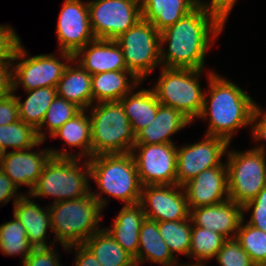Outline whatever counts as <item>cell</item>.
Masks as SVG:
<instances>
[{"label":"cell","instance_id":"obj_30","mask_svg":"<svg viewBox=\"0 0 266 266\" xmlns=\"http://www.w3.org/2000/svg\"><path fill=\"white\" fill-rule=\"evenodd\" d=\"M28 97L24 102L16 97L18 103L19 119L37 129L44 116L56 97L57 92L55 87H40L37 89L26 91Z\"/></svg>","mask_w":266,"mask_h":266},{"label":"cell","instance_id":"obj_39","mask_svg":"<svg viewBox=\"0 0 266 266\" xmlns=\"http://www.w3.org/2000/svg\"><path fill=\"white\" fill-rule=\"evenodd\" d=\"M20 41L18 34L9 25H0V62H12Z\"/></svg>","mask_w":266,"mask_h":266},{"label":"cell","instance_id":"obj_37","mask_svg":"<svg viewBox=\"0 0 266 266\" xmlns=\"http://www.w3.org/2000/svg\"><path fill=\"white\" fill-rule=\"evenodd\" d=\"M216 259L221 266H256L235 238L224 242Z\"/></svg>","mask_w":266,"mask_h":266},{"label":"cell","instance_id":"obj_1","mask_svg":"<svg viewBox=\"0 0 266 266\" xmlns=\"http://www.w3.org/2000/svg\"><path fill=\"white\" fill-rule=\"evenodd\" d=\"M223 28L215 17L198 5L160 32L162 67L203 70L211 39L214 40ZM167 42L169 46L166 51L163 45Z\"/></svg>","mask_w":266,"mask_h":266},{"label":"cell","instance_id":"obj_17","mask_svg":"<svg viewBox=\"0 0 266 266\" xmlns=\"http://www.w3.org/2000/svg\"><path fill=\"white\" fill-rule=\"evenodd\" d=\"M189 210L219 204L229 199L226 164L200 172L182 185Z\"/></svg>","mask_w":266,"mask_h":266},{"label":"cell","instance_id":"obj_47","mask_svg":"<svg viewBox=\"0 0 266 266\" xmlns=\"http://www.w3.org/2000/svg\"><path fill=\"white\" fill-rule=\"evenodd\" d=\"M4 155H5V151H4V149L0 146V165H1V162H2V159H3Z\"/></svg>","mask_w":266,"mask_h":266},{"label":"cell","instance_id":"obj_20","mask_svg":"<svg viewBox=\"0 0 266 266\" xmlns=\"http://www.w3.org/2000/svg\"><path fill=\"white\" fill-rule=\"evenodd\" d=\"M190 123L178 110L160 104L154 120L135 135V144L173 143L170 136Z\"/></svg>","mask_w":266,"mask_h":266},{"label":"cell","instance_id":"obj_27","mask_svg":"<svg viewBox=\"0 0 266 266\" xmlns=\"http://www.w3.org/2000/svg\"><path fill=\"white\" fill-rule=\"evenodd\" d=\"M132 92L125 95L119 102L122 104L136 135L154 120L160 103L153 89H141L136 93Z\"/></svg>","mask_w":266,"mask_h":266},{"label":"cell","instance_id":"obj_18","mask_svg":"<svg viewBox=\"0 0 266 266\" xmlns=\"http://www.w3.org/2000/svg\"><path fill=\"white\" fill-rule=\"evenodd\" d=\"M243 218V206L230 199L219 204L190 210V219L195 226L217 232L226 239L236 237Z\"/></svg>","mask_w":266,"mask_h":266},{"label":"cell","instance_id":"obj_32","mask_svg":"<svg viewBox=\"0 0 266 266\" xmlns=\"http://www.w3.org/2000/svg\"><path fill=\"white\" fill-rule=\"evenodd\" d=\"M226 240L217 232L192 224L189 257H196L197 265H205L204 261L215 258Z\"/></svg>","mask_w":266,"mask_h":266},{"label":"cell","instance_id":"obj_23","mask_svg":"<svg viewBox=\"0 0 266 266\" xmlns=\"http://www.w3.org/2000/svg\"><path fill=\"white\" fill-rule=\"evenodd\" d=\"M142 19L159 32L174 25L198 6V0H140Z\"/></svg>","mask_w":266,"mask_h":266},{"label":"cell","instance_id":"obj_10","mask_svg":"<svg viewBox=\"0 0 266 266\" xmlns=\"http://www.w3.org/2000/svg\"><path fill=\"white\" fill-rule=\"evenodd\" d=\"M87 5L96 39L115 40L142 19L140 0H92Z\"/></svg>","mask_w":266,"mask_h":266},{"label":"cell","instance_id":"obj_38","mask_svg":"<svg viewBox=\"0 0 266 266\" xmlns=\"http://www.w3.org/2000/svg\"><path fill=\"white\" fill-rule=\"evenodd\" d=\"M249 210L253 211L247 224L266 232V185L253 200L243 206V212Z\"/></svg>","mask_w":266,"mask_h":266},{"label":"cell","instance_id":"obj_42","mask_svg":"<svg viewBox=\"0 0 266 266\" xmlns=\"http://www.w3.org/2000/svg\"><path fill=\"white\" fill-rule=\"evenodd\" d=\"M19 120L18 103L15 95L0 99V125H7Z\"/></svg>","mask_w":266,"mask_h":266},{"label":"cell","instance_id":"obj_14","mask_svg":"<svg viewBox=\"0 0 266 266\" xmlns=\"http://www.w3.org/2000/svg\"><path fill=\"white\" fill-rule=\"evenodd\" d=\"M205 139L179 149L177 147V185L182 186L200 172L223 164L221 157L228 152L229 143L211 135H206Z\"/></svg>","mask_w":266,"mask_h":266},{"label":"cell","instance_id":"obj_3","mask_svg":"<svg viewBox=\"0 0 266 266\" xmlns=\"http://www.w3.org/2000/svg\"><path fill=\"white\" fill-rule=\"evenodd\" d=\"M106 199L91 191L77 199L51 204V231L57 238L54 241H59L65 250L72 245L84 244L101 229L98 223L103 207L107 206Z\"/></svg>","mask_w":266,"mask_h":266},{"label":"cell","instance_id":"obj_44","mask_svg":"<svg viewBox=\"0 0 266 266\" xmlns=\"http://www.w3.org/2000/svg\"><path fill=\"white\" fill-rule=\"evenodd\" d=\"M259 117H261L260 120H258ZM251 125H253L252 126L253 131L251 132L253 134V139H255V141L256 140L266 141V112H263L262 109L259 108L258 105H255L254 107V110L252 113Z\"/></svg>","mask_w":266,"mask_h":266},{"label":"cell","instance_id":"obj_41","mask_svg":"<svg viewBox=\"0 0 266 266\" xmlns=\"http://www.w3.org/2000/svg\"><path fill=\"white\" fill-rule=\"evenodd\" d=\"M236 1L237 0H211L209 3H204L198 0V5L204 8L224 26Z\"/></svg>","mask_w":266,"mask_h":266},{"label":"cell","instance_id":"obj_35","mask_svg":"<svg viewBox=\"0 0 266 266\" xmlns=\"http://www.w3.org/2000/svg\"><path fill=\"white\" fill-rule=\"evenodd\" d=\"M82 109L76 104L56 95L49 106L41 125L36 129L40 141L44 142L46 135L41 130L46 127L52 136L66 121L77 115Z\"/></svg>","mask_w":266,"mask_h":266},{"label":"cell","instance_id":"obj_34","mask_svg":"<svg viewBox=\"0 0 266 266\" xmlns=\"http://www.w3.org/2000/svg\"><path fill=\"white\" fill-rule=\"evenodd\" d=\"M158 230L172 255L177 252L189 257L192 234V221L190 218L179 221L158 222Z\"/></svg>","mask_w":266,"mask_h":266},{"label":"cell","instance_id":"obj_7","mask_svg":"<svg viewBox=\"0 0 266 266\" xmlns=\"http://www.w3.org/2000/svg\"><path fill=\"white\" fill-rule=\"evenodd\" d=\"M153 88L160 104L181 112L191 122L200 116L204 104L199 75L202 70L161 67Z\"/></svg>","mask_w":266,"mask_h":266},{"label":"cell","instance_id":"obj_22","mask_svg":"<svg viewBox=\"0 0 266 266\" xmlns=\"http://www.w3.org/2000/svg\"><path fill=\"white\" fill-rule=\"evenodd\" d=\"M145 218L140 203L124 205L114 220L113 228L106 229L114 240L133 258L137 256L139 231Z\"/></svg>","mask_w":266,"mask_h":266},{"label":"cell","instance_id":"obj_15","mask_svg":"<svg viewBox=\"0 0 266 266\" xmlns=\"http://www.w3.org/2000/svg\"><path fill=\"white\" fill-rule=\"evenodd\" d=\"M139 203L145 217L150 220L163 222L190 218L186 194L183 187L177 184L143 186Z\"/></svg>","mask_w":266,"mask_h":266},{"label":"cell","instance_id":"obj_48","mask_svg":"<svg viewBox=\"0 0 266 266\" xmlns=\"http://www.w3.org/2000/svg\"><path fill=\"white\" fill-rule=\"evenodd\" d=\"M175 266H195V264H192V265H189V263H188V265H187V263L184 265H175Z\"/></svg>","mask_w":266,"mask_h":266},{"label":"cell","instance_id":"obj_12","mask_svg":"<svg viewBox=\"0 0 266 266\" xmlns=\"http://www.w3.org/2000/svg\"><path fill=\"white\" fill-rule=\"evenodd\" d=\"M131 154L142 186L176 184L177 146L174 143L135 144Z\"/></svg>","mask_w":266,"mask_h":266},{"label":"cell","instance_id":"obj_25","mask_svg":"<svg viewBox=\"0 0 266 266\" xmlns=\"http://www.w3.org/2000/svg\"><path fill=\"white\" fill-rule=\"evenodd\" d=\"M145 260L175 266L178 260L172 255L158 230V222L145 218L139 231V249L134 258L136 266ZM177 262V263H176Z\"/></svg>","mask_w":266,"mask_h":266},{"label":"cell","instance_id":"obj_8","mask_svg":"<svg viewBox=\"0 0 266 266\" xmlns=\"http://www.w3.org/2000/svg\"><path fill=\"white\" fill-rule=\"evenodd\" d=\"M266 147L259 145L244 152H228V195L244 206L266 185Z\"/></svg>","mask_w":266,"mask_h":266},{"label":"cell","instance_id":"obj_26","mask_svg":"<svg viewBox=\"0 0 266 266\" xmlns=\"http://www.w3.org/2000/svg\"><path fill=\"white\" fill-rule=\"evenodd\" d=\"M56 92L82 110L92 107L91 75L79 63L75 67L67 65L56 86Z\"/></svg>","mask_w":266,"mask_h":266},{"label":"cell","instance_id":"obj_11","mask_svg":"<svg viewBox=\"0 0 266 266\" xmlns=\"http://www.w3.org/2000/svg\"><path fill=\"white\" fill-rule=\"evenodd\" d=\"M26 54L28 53L20 41L12 57V62L23 58L12 69L13 92L19 85L23 86L25 91L40 87L56 88L67 64L57 59L54 54H41L29 58Z\"/></svg>","mask_w":266,"mask_h":266},{"label":"cell","instance_id":"obj_31","mask_svg":"<svg viewBox=\"0 0 266 266\" xmlns=\"http://www.w3.org/2000/svg\"><path fill=\"white\" fill-rule=\"evenodd\" d=\"M12 221L0 225V250L6 255H21L22 261L34 249L29 242L25 227L13 216Z\"/></svg>","mask_w":266,"mask_h":266},{"label":"cell","instance_id":"obj_40","mask_svg":"<svg viewBox=\"0 0 266 266\" xmlns=\"http://www.w3.org/2000/svg\"><path fill=\"white\" fill-rule=\"evenodd\" d=\"M56 252L52 247L34 248L22 262L23 266H60Z\"/></svg>","mask_w":266,"mask_h":266},{"label":"cell","instance_id":"obj_13","mask_svg":"<svg viewBox=\"0 0 266 266\" xmlns=\"http://www.w3.org/2000/svg\"><path fill=\"white\" fill-rule=\"evenodd\" d=\"M59 51L68 62L73 56L95 38L91 28L87 2L65 0L57 23Z\"/></svg>","mask_w":266,"mask_h":266},{"label":"cell","instance_id":"obj_19","mask_svg":"<svg viewBox=\"0 0 266 266\" xmlns=\"http://www.w3.org/2000/svg\"><path fill=\"white\" fill-rule=\"evenodd\" d=\"M73 59L79 60L78 63L90 75L127 70L122 49L115 40L94 39L81 48Z\"/></svg>","mask_w":266,"mask_h":266},{"label":"cell","instance_id":"obj_43","mask_svg":"<svg viewBox=\"0 0 266 266\" xmlns=\"http://www.w3.org/2000/svg\"><path fill=\"white\" fill-rule=\"evenodd\" d=\"M17 190L15 183L0 168V203H7L11 198H15V203L23 195L16 193Z\"/></svg>","mask_w":266,"mask_h":266},{"label":"cell","instance_id":"obj_24","mask_svg":"<svg viewBox=\"0 0 266 266\" xmlns=\"http://www.w3.org/2000/svg\"><path fill=\"white\" fill-rule=\"evenodd\" d=\"M140 83L141 81L128 70L108 71L91 75L93 102L94 100L97 103L120 101L125 95L135 90Z\"/></svg>","mask_w":266,"mask_h":266},{"label":"cell","instance_id":"obj_2","mask_svg":"<svg viewBox=\"0 0 266 266\" xmlns=\"http://www.w3.org/2000/svg\"><path fill=\"white\" fill-rule=\"evenodd\" d=\"M208 80L209 93L204 94L203 109L198 118L209 116L206 135L223 138L230 144L236 129L251 125L256 103L243 89L217 73L210 72Z\"/></svg>","mask_w":266,"mask_h":266},{"label":"cell","instance_id":"obj_29","mask_svg":"<svg viewBox=\"0 0 266 266\" xmlns=\"http://www.w3.org/2000/svg\"><path fill=\"white\" fill-rule=\"evenodd\" d=\"M85 111L81 110L73 118L66 121L51 137H60L65 141V145L71 147H80V158L86 156L88 160L92 157V137L90 116L86 115Z\"/></svg>","mask_w":266,"mask_h":266},{"label":"cell","instance_id":"obj_5","mask_svg":"<svg viewBox=\"0 0 266 266\" xmlns=\"http://www.w3.org/2000/svg\"><path fill=\"white\" fill-rule=\"evenodd\" d=\"M91 109L92 156L132 151L135 134L119 101L98 102Z\"/></svg>","mask_w":266,"mask_h":266},{"label":"cell","instance_id":"obj_16","mask_svg":"<svg viewBox=\"0 0 266 266\" xmlns=\"http://www.w3.org/2000/svg\"><path fill=\"white\" fill-rule=\"evenodd\" d=\"M32 148L34 147L25 150H14L8 153L6 151L0 165V168L15 183L18 189L21 185L29 186V193L37 183L46 162L51 156L77 157L65 150L55 151L52 148H47V150L33 152Z\"/></svg>","mask_w":266,"mask_h":266},{"label":"cell","instance_id":"obj_46","mask_svg":"<svg viewBox=\"0 0 266 266\" xmlns=\"http://www.w3.org/2000/svg\"><path fill=\"white\" fill-rule=\"evenodd\" d=\"M74 246V247H73ZM76 250L75 266H101L94 254L84 245H72L67 250Z\"/></svg>","mask_w":266,"mask_h":266},{"label":"cell","instance_id":"obj_36","mask_svg":"<svg viewBox=\"0 0 266 266\" xmlns=\"http://www.w3.org/2000/svg\"><path fill=\"white\" fill-rule=\"evenodd\" d=\"M241 221L235 239L256 266L266 264V232Z\"/></svg>","mask_w":266,"mask_h":266},{"label":"cell","instance_id":"obj_28","mask_svg":"<svg viewBox=\"0 0 266 266\" xmlns=\"http://www.w3.org/2000/svg\"><path fill=\"white\" fill-rule=\"evenodd\" d=\"M84 245L101 266H136L134 258L104 228L92 234Z\"/></svg>","mask_w":266,"mask_h":266},{"label":"cell","instance_id":"obj_33","mask_svg":"<svg viewBox=\"0 0 266 266\" xmlns=\"http://www.w3.org/2000/svg\"><path fill=\"white\" fill-rule=\"evenodd\" d=\"M36 129L20 119L14 123L0 125V146L6 152L7 147L25 150L41 144Z\"/></svg>","mask_w":266,"mask_h":266},{"label":"cell","instance_id":"obj_45","mask_svg":"<svg viewBox=\"0 0 266 266\" xmlns=\"http://www.w3.org/2000/svg\"><path fill=\"white\" fill-rule=\"evenodd\" d=\"M13 62H0V99H3L13 92L12 70Z\"/></svg>","mask_w":266,"mask_h":266},{"label":"cell","instance_id":"obj_9","mask_svg":"<svg viewBox=\"0 0 266 266\" xmlns=\"http://www.w3.org/2000/svg\"><path fill=\"white\" fill-rule=\"evenodd\" d=\"M115 41L122 49L127 70L139 81L161 64L160 32L150 22L141 19Z\"/></svg>","mask_w":266,"mask_h":266},{"label":"cell","instance_id":"obj_6","mask_svg":"<svg viewBox=\"0 0 266 266\" xmlns=\"http://www.w3.org/2000/svg\"><path fill=\"white\" fill-rule=\"evenodd\" d=\"M79 158L51 156L46 162L42 173L28 194L31 197H55L56 202L77 199L89 194L88 176L90 168L88 159L83 162L85 169L79 166ZM86 171L83 172V171Z\"/></svg>","mask_w":266,"mask_h":266},{"label":"cell","instance_id":"obj_21","mask_svg":"<svg viewBox=\"0 0 266 266\" xmlns=\"http://www.w3.org/2000/svg\"><path fill=\"white\" fill-rule=\"evenodd\" d=\"M13 205V216L25 227L27 238L32 246L34 248L49 247L50 245L45 241L47 229L51 230L49 207L47 210L42 209L24 194Z\"/></svg>","mask_w":266,"mask_h":266},{"label":"cell","instance_id":"obj_4","mask_svg":"<svg viewBox=\"0 0 266 266\" xmlns=\"http://www.w3.org/2000/svg\"><path fill=\"white\" fill-rule=\"evenodd\" d=\"M90 177L101 192L125 202V205L140 202L142 184L131 152L103 154L89 160Z\"/></svg>","mask_w":266,"mask_h":266}]
</instances>
